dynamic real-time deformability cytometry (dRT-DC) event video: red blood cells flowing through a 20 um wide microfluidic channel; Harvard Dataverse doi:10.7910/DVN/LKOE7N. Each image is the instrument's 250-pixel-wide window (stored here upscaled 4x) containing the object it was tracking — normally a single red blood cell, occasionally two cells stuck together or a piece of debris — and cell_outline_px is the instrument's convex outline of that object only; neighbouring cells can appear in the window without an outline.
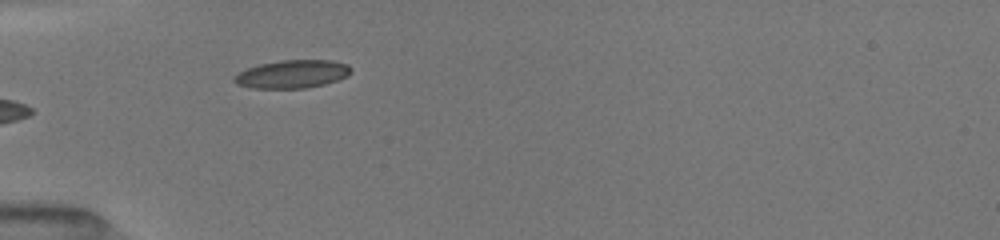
{"species": "common noctule bat (a hibernating species)", "species_latin": "Nyctalus noctula", "temperature_condition": "room temperature", "stored_images_in_passage": 14, "camera_frame_rate_fps": 3000, "um_per_image_px": 0.085, "animal": {"sex": "female", "body_mass_g": 19.5, "forearm_length_mm": 54.1}, "frame": {"image": 1, "passage_image": 7, "time_ms": 6.0, "image_size_px": [1000, 240], "cell_outline_px": [[352, 72], [348, 76], [324, 84], [308, 88], [252, 88], [236, 84], [232, 80], [232, 76], [248, 68], [260, 64], [280, 60], [332, 60], [348, 64], [352, 68]], "centroid_in_image_um": [24.85, 6.29], "position_along_channel_um": 60.1, "area_um2": 19.25}}
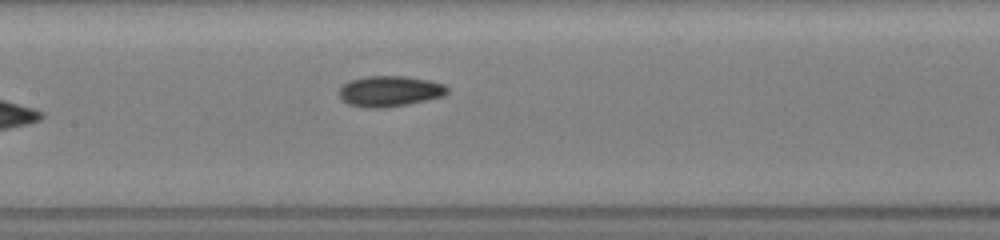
{"frame": {"image": 2, "passage_image": 14, "time_ms": 9.0, "image_size_px": [1000, 240], "cell_outline_px": [[448, 92], [444, 96], [408, 104], [384, 108], [364, 108], [348, 104], [340, 96], [340, 88], [348, 80], [364, 76], [408, 76], [432, 80], [444, 84], [448, 88]], "centroid_in_image_um": [33.15, 7.74], "position_along_channel_um": 174.3, "area_um2": 19.59}}